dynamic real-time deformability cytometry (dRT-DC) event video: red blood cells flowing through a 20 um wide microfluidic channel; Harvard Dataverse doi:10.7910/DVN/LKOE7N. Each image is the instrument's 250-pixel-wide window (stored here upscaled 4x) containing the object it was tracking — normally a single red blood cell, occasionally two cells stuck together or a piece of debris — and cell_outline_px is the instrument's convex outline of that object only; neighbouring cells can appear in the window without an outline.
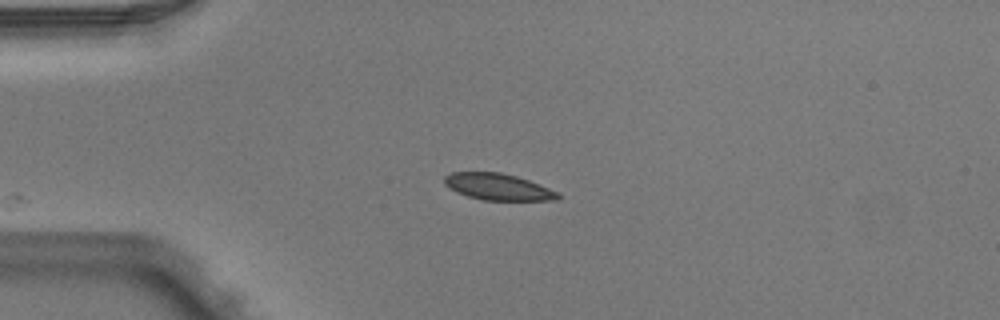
{"species": "Egyptian fruit bat (a non-hibernating species)", "species_latin": "Rousettus aegyptiacus", "temperature_condition": "warm", "stored_images_in_passage": 1, "camera_frame_rate_fps": 3000, "um_per_image_px": 0.085, "animal": {"sex": "male"}, "frame": {"image": 1, "passage_image": 1, "time_ms": 0.0, "image_size_px": [1000, 320], "cell_outline_px": [[560, 200], [484, 200], [468, 196], [456, 192], [444, 184], [444, 176], [452, 172], [500, 172], [516, 176], [540, 184], [560, 192]], "centroid_in_image_um": [42.36, 15.88], "position_along_channel_um": 42.6, "area_um2": 17.63}}